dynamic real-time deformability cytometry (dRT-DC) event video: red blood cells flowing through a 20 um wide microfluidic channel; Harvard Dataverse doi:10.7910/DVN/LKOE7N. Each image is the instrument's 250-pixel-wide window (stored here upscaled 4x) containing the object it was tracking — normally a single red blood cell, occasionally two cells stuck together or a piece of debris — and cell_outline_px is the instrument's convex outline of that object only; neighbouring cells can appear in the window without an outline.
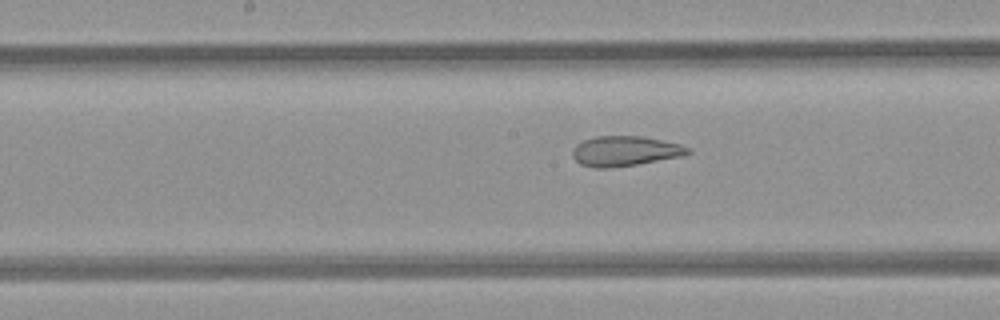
{"species": "common noctule bat (a hibernating species)", "species_latin": "Nyctalus noctula", "temperature_condition": "room temperature", "stored_images_in_passage": 7, "camera_frame_rate_fps": 3000, "um_per_image_px": 0.085, "animal": {"sex": "female", "body_mass_g": 21.9}, "frame": {"image": 1, "passage_image": 7, "time_ms": 7.0, "image_size_px": [1000, 320], "cell_outline_px": [[692, 152], [684, 156], [612, 168], [596, 168], [580, 164], [572, 156], [572, 148], [576, 144], [584, 140], [596, 136], [644, 136], [680, 144], [692, 148]], "centroid_in_image_um": [53.15, 12.84], "position_along_channel_um": 195.1, "area_um2": 20.4}}